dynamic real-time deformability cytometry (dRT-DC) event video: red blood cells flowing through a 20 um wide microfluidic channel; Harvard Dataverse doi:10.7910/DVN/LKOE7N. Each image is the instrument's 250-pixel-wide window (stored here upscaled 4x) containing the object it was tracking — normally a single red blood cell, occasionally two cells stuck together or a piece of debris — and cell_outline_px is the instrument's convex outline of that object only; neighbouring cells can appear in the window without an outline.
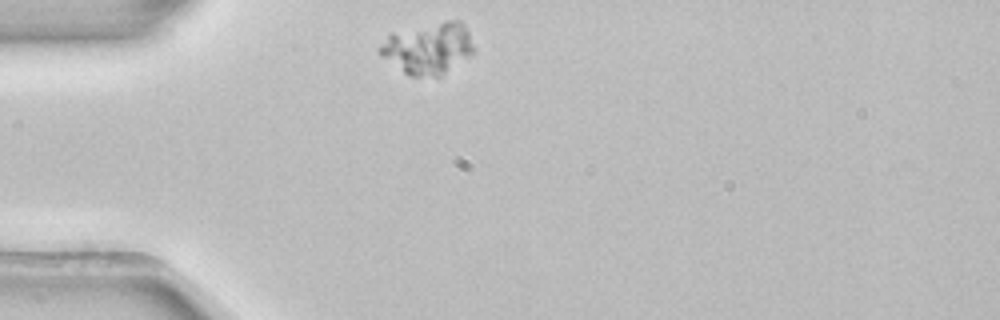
{"species": "common noctule bat (a hibernating species)", "species_latin": "Nyctalus noctula", "temperature_condition": "room temperature", "stored_images_in_passage": 2, "camera_frame_rate_fps": 3000, "um_per_image_px": 0.085, "animal": {"sex": "female", "body_mass_g": 22.7, "forearm_length_mm": 54.2}, "frame": {"image": 1, "passage_image": 1, "time_ms": 0.0, "image_size_px": [1000, 320], "cell_outline_px": [[476, 48], [468, 56], [440, 76], [408, 76], [380, 56], [376, 52], [376, 48], [392, 32], [444, 20], [460, 20], [464, 24]], "centroid_in_image_um": [36.35, 4.09], "position_along_channel_um": 48.7, "area_um2": 28.38}}
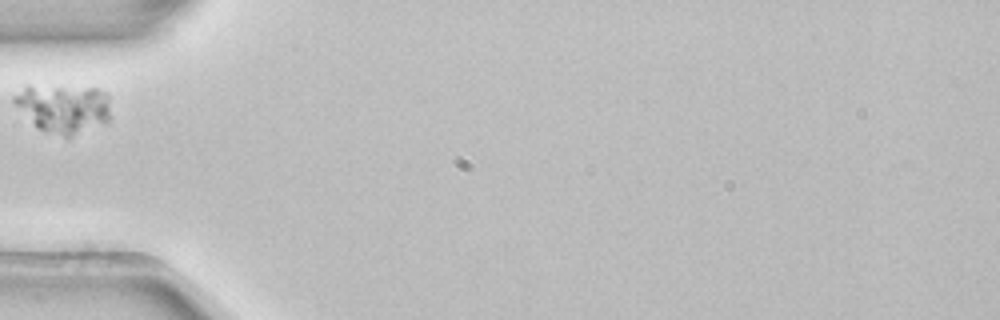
{"frame": {"image": 2, "passage_image": 2, "time_ms": 0.333, "image_size_px": [1000, 320], "cell_outline_px": [[112, 116], [108, 120], [68, 136], [64, 136], [44, 132], [36, 128], [12, 100], [12, 96], [24, 84], [28, 84], [96, 88], [104, 92], [108, 96]], "centroid_in_image_um": [5.34, 9.15], "position_along_channel_um": 79.7, "area_um2": 27.51}}